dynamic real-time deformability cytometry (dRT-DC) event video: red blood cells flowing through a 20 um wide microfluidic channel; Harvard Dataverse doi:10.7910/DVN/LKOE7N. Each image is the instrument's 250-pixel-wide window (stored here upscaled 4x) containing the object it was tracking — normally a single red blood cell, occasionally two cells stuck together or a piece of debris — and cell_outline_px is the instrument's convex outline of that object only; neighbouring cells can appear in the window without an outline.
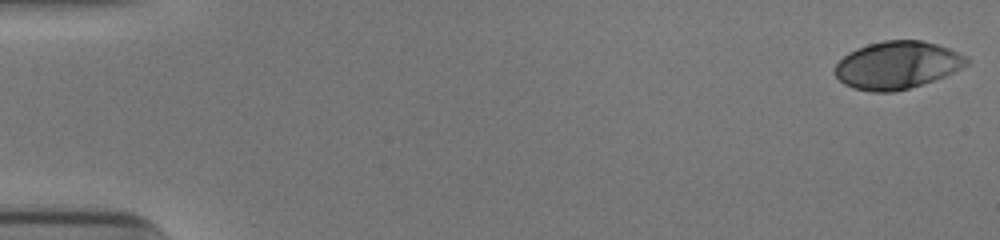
{"species": "human", "species_latin": "Homo sapiens", "temperature_condition": "cold", "stored_images_in_passage": 47, "camera_frame_rate_fps": 3000, "um_per_image_px": 0.085, "donor": {"sex": "male"}, "frame": {"image": 1, "passage_image": 1, "time_ms": 0.0, "image_size_px": [1000, 240], "cell_outline_px": [[972, 60], [968, 64], [944, 76], [908, 88], [892, 92], [872, 92], [852, 88], [844, 84], [832, 72], [836, 64], [848, 52], [856, 48], [868, 44], [884, 40], [920, 40], [936, 44], [948, 48], [968, 56]], "centroid_in_image_um": [76.24, 5.53], "position_along_channel_um": 8.8, "area_um2": 36.53}}
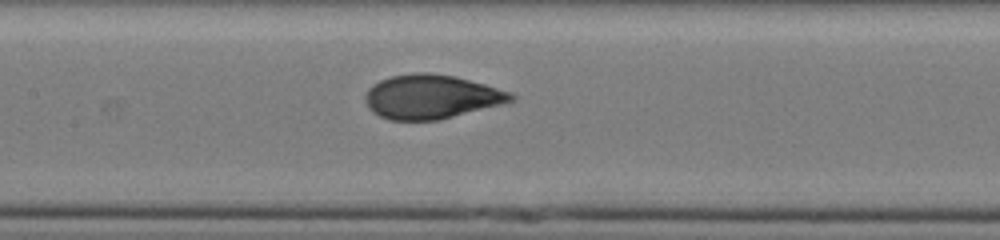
{"frame": {"image": 2, "passage_image": 26, "time_ms": 8.333, "image_size_px": [1000, 240], "cell_outline_px": [[516, 100], [440, 120], [388, 120], [372, 112], [368, 108], [364, 100], [364, 96], [368, 88], [372, 84], [380, 80], [392, 76], [412, 72], [428, 72], [456, 76], [512, 92], [516, 96]], "centroid_in_image_um": [36.64, 8.22], "position_along_channel_um": 170.8, "area_um2": 37.74}}
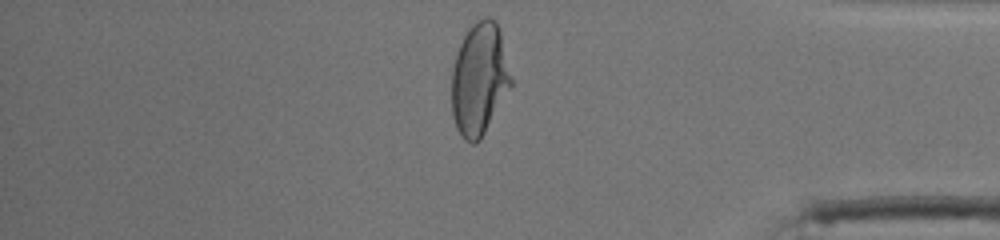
{"frame": {"image": 3, "passage_image": 45, "time_ms": 14.667, "image_size_px": [1000, 240], "cell_outline_px": [[512, 84], [480, 140], [476, 144], [472, 144], [464, 140], [460, 136], [456, 128], [452, 116], [452, 68], [460, 44], [468, 28], [476, 20], [484, 16], [488, 16], [496, 20], [500, 32], [512, 80]], "centroid_in_image_um": [40.72, 6.72], "position_along_channel_um": 394.5, "area_um2": 38.84}, "authors_computed_cell_mechanics": {"area_um2": 36.992, "velocity_mm_per_s": 3.9011, "shape_relaxation_time_tau1_ms": 5.3844, "shape_relaxation_time_tau2_ms": null, "deformation_change_tau1": 0.2176, "deformation_change_tau2": null}}